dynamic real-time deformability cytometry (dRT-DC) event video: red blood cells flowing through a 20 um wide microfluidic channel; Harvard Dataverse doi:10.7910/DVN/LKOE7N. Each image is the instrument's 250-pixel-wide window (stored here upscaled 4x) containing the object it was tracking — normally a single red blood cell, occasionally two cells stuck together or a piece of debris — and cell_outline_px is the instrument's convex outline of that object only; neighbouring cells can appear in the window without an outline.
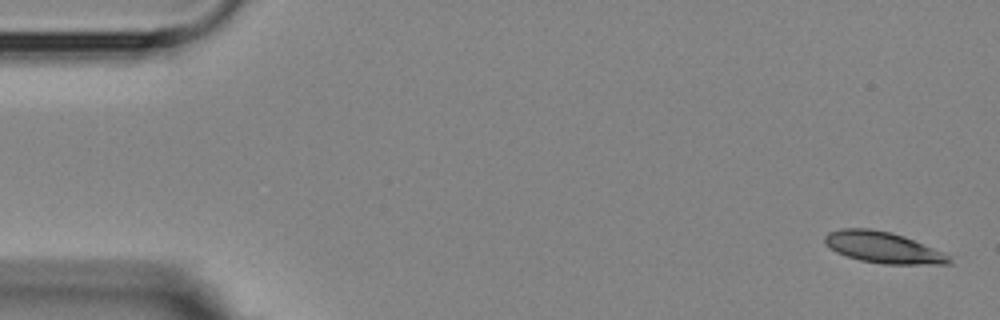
{"species": "Egyptian fruit bat (a non-hibernating species)", "species_latin": "Rousettus aegyptiacus", "temperature_condition": "room temperature", "stored_images_in_passage": 5, "camera_frame_rate_fps": 3000, "um_per_image_px": 0.085, "animal": {"sex": "female"}, "frame": {"image": 1, "passage_image": 1, "time_ms": 0.0, "image_size_px": [1000, 320], "cell_outline_px": [[952, 264], [884, 264], [860, 260], [836, 252], [824, 244], [824, 236], [828, 232], [844, 228], [868, 228], [892, 232], [904, 236], [944, 252], [952, 256]], "centroid_in_image_um": [75.08, 21.03], "position_along_channel_um": 9.9, "area_um2": 22.77}}
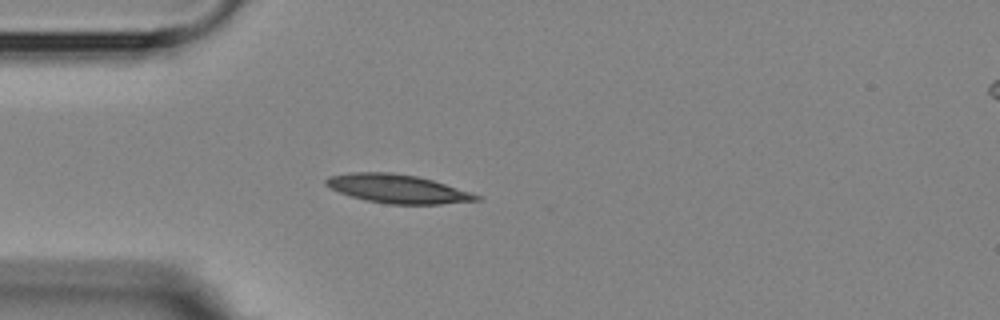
{"frame": {"image": 2, "passage_image": 5, "time_ms": 4.333, "image_size_px": [1000, 320], "cell_outline_px": [[480, 200], [440, 204], [384, 204], [352, 196], [340, 192], [324, 184], [324, 180], [328, 176], [352, 172], [392, 172], [416, 176], [432, 180], [480, 196]], "centroid_in_image_um": [33.74, 16.04], "position_along_channel_um": 51.3, "area_um2": 24.74}}